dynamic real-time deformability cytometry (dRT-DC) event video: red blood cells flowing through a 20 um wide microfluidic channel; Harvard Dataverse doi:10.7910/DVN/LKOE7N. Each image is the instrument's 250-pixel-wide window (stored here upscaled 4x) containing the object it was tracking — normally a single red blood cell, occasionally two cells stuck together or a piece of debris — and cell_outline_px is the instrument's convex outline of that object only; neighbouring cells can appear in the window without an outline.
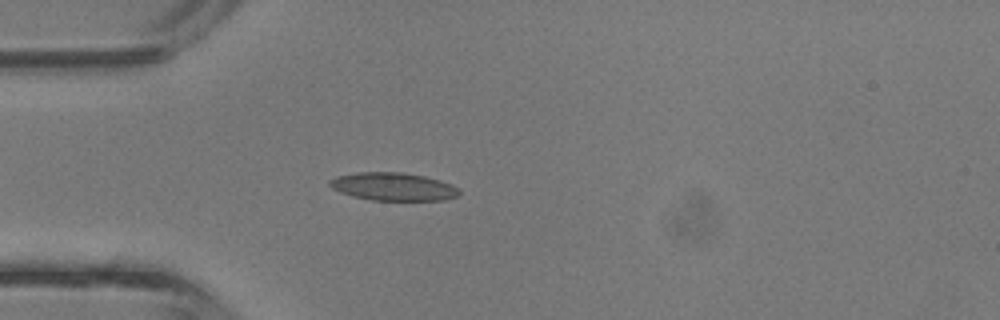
{"species": "common noctule bat (a hibernating species)", "species_latin": "Nyctalus noctula", "temperature_condition": "room temperature", "stored_images_in_passage": 3, "camera_frame_rate_fps": 3000, "um_per_image_px": 0.085, "animal": {"sex": "male", "body_mass_g": 13.3}, "frame": {"image": 1, "passage_image": 3, "time_ms": 0.667, "image_size_px": [1000, 320], "cell_outline_px": [[460, 196], [444, 200], [372, 200], [352, 196], [340, 192], [332, 188], [328, 184], [328, 180], [336, 176], [356, 172], [400, 172], [424, 176], [440, 180], [452, 184], [460, 188]], "centroid_in_image_um": [33.44, 15.86], "position_along_channel_um": 51.6, "area_um2": 21.33}}